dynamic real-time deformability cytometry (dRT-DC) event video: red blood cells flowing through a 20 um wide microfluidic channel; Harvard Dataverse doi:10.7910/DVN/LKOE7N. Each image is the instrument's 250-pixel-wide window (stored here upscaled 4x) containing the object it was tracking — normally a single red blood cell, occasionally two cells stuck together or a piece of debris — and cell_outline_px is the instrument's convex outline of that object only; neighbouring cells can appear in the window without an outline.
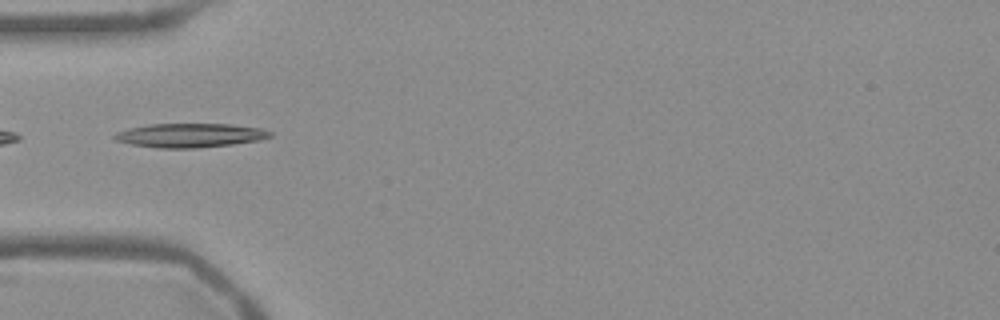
{"species": "Egyptian fruit bat (a non-hibernating species)", "species_latin": "Rousettus aegyptiacus", "temperature_condition": "warm", "stored_images_in_passage": 37, "camera_frame_rate_fps": 3000, "um_per_image_px": 0.085, "frame": {"image": 1, "passage_image": 1, "time_ms": 0.0, "image_size_px": [1000, 320], "cell_outline_px": [[272, 136], [260, 140], [232, 144], [196, 148], [160, 148], [132, 144], [116, 140], [112, 136], [116, 132], [128, 128], [148, 124], [232, 124], [260, 128], [272, 132]], "centroid_in_image_um": [16.15, 11.5], "position_along_channel_um": 68.8, "area_um2": 21.73}}
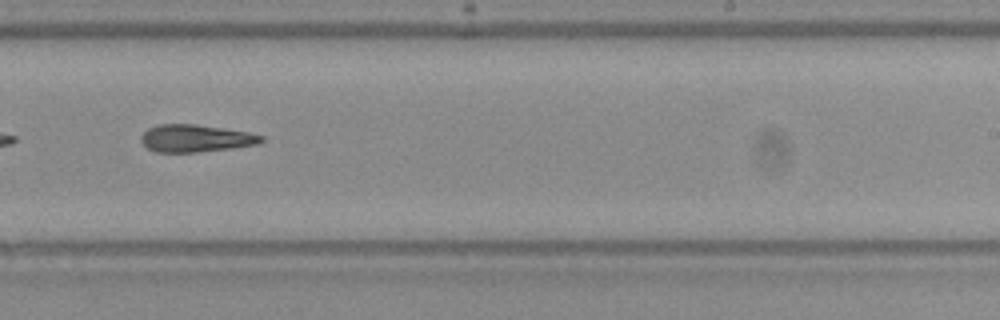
{"frame": {"image": 2, "passage_image": 17, "time_ms": 5.333, "image_size_px": [1000, 320], "cell_outline_px": [[264, 140], [260, 144], [232, 148], [196, 152], [156, 152], [148, 148], [140, 140], [140, 136], [148, 128], [160, 124], [196, 124], [248, 132], [264, 136]], "centroid_in_image_um": [16.64, 11.76], "position_along_channel_um": 272.4, "area_um2": 19.19}}
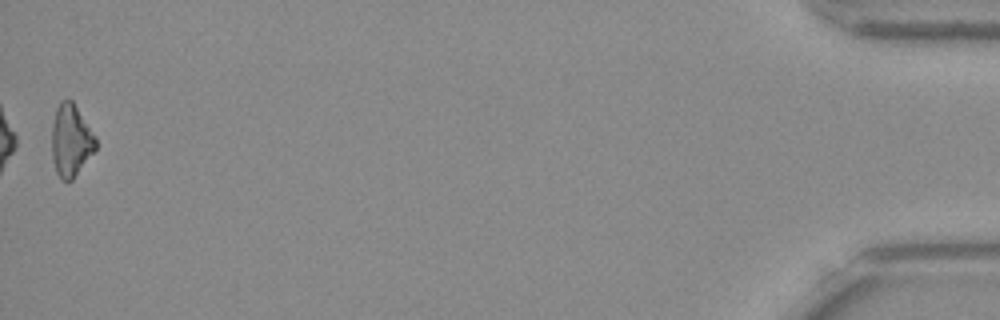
{"frame": {"image": 3, "passage_image": 37, "time_ms": 12.0, "image_size_px": [1000, 320], "cell_outline_px": [[96, 148], [72, 180], [60, 180], [56, 172], [52, 156], [52, 124], [56, 108], [60, 100], [72, 100], [96, 136]], "centroid_in_image_um": [6.01, 11.93], "position_along_channel_um": 429.2, "area_um2": 18.38}}